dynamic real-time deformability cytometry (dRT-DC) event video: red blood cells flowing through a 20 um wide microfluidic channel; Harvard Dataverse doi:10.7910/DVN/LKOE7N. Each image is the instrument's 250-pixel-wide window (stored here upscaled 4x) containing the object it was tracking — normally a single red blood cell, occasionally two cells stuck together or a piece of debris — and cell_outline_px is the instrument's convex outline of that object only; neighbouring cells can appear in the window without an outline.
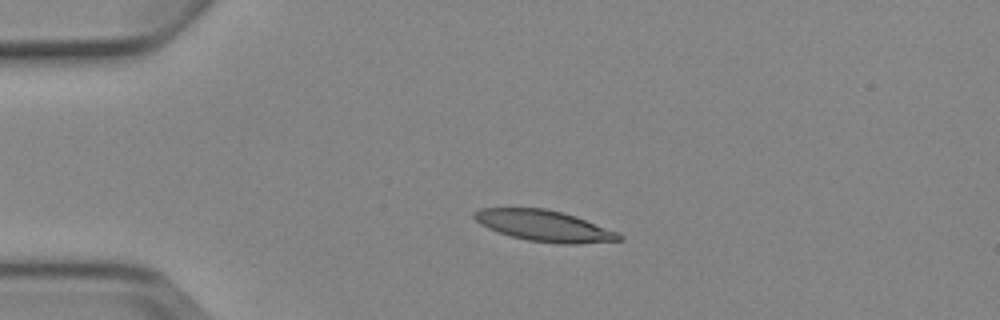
{"species": "Egyptian fruit bat (a non-hibernating species)", "species_latin": "Rousettus aegyptiacus", "temperature_condition": "cold", "stored_images_in_passage": 4, "camera_frame_rate_fps": 3000, "um_per_image_px": 0.085, "animal": {"sex": "female"}, "frame": {"image": 1, "passage_image": 3, "time_ms": 3.333, "image_size_px": [1000, 320], "cell_outline_px": [[624, 240], [576, 244], [560, 244], [528, 240], [512, 236], [488, 228], [480, 224], [472, 216], [472, 212], [480, 208], [544, 208], [564, 212], [576, 216], [616, 232], [624, 236]], "centroid_in_image_um": [46.26, 19.19], "position_along_channel_um": 38.7, "area_um2": 26.13}}